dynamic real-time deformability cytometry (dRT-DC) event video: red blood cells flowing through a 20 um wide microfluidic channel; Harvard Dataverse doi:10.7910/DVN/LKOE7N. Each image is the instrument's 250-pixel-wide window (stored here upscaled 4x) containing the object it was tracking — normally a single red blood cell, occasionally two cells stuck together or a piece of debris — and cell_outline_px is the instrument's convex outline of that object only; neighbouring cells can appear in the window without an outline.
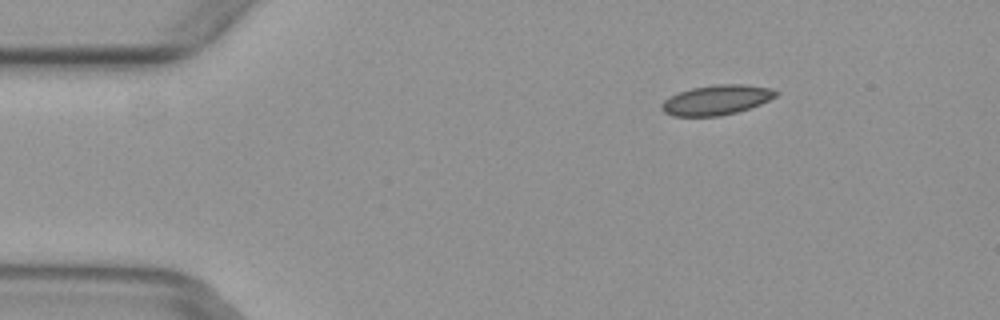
{"species": "common noctule bat (a hibernating species)", "species_latin": "Nyctalus noctula", "temperature_condition": "warm", "stored_images_in_passage": 3, "camera_frame_rate_fps": 3000, "um_per_image_px": 0.085, "animal": {"sex": "female", "body_mass_g": 29.2, "forearm_length_mm": 56.3}, "frame": {"image": 1, "passage_image": 1, "time_ms": 0.0, "image_size_px": [1000, 320], "cell_outline_px": [[780, 92], [776, 96], [760, 104], [736, 112], [720, 116], [672, 116], [664, 112], [660, 108], [660, 104], [664, 100], [680, 92], [692, 88], [716, 84], [744, 84], [772, 88]], "centroid_in_image_um": [60.91, 8.49], "position_along_channel_um": 24.1, "area_um2": 19.83}}